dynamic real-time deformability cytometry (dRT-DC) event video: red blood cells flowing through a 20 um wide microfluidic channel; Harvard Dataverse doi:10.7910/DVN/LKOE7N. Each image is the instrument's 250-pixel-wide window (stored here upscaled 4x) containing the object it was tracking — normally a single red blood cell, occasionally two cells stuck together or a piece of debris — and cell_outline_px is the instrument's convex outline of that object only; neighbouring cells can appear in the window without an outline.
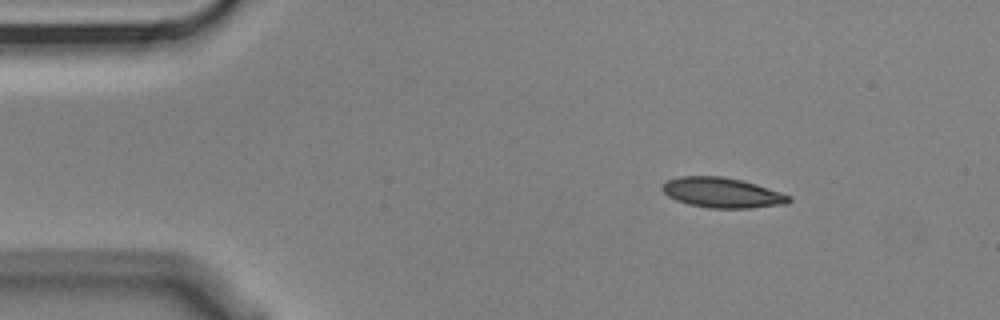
{"species": "Egyptian fruit bat (a non-hibernating species)", "species_latin": "Rousettus aegyptiacus", "temperature_condition": "cold", "stored_images_in_passage": 4, "camera_frame_rate_fps": 3000, "um_per_image_px": 0.085, "animal": {"sex": "male"}, "frame": {"image": 1, "passage_image": 1, "time_ms": 0.0, "image_size_px": [1000, 320], "cell_outline_px": [[792, 200], [788, 204], [752, 208], [708, 208], [688, 204], [676, 200], [668, 196], [660, 188], [668, 180], [680, 176], [720, 176], [740, 180], [756, 184], [792, 196]], "centroid_in_image_um": [61.41, 16.39], "position_along_channel_um": 23.6, "area_um2": 22.25}}
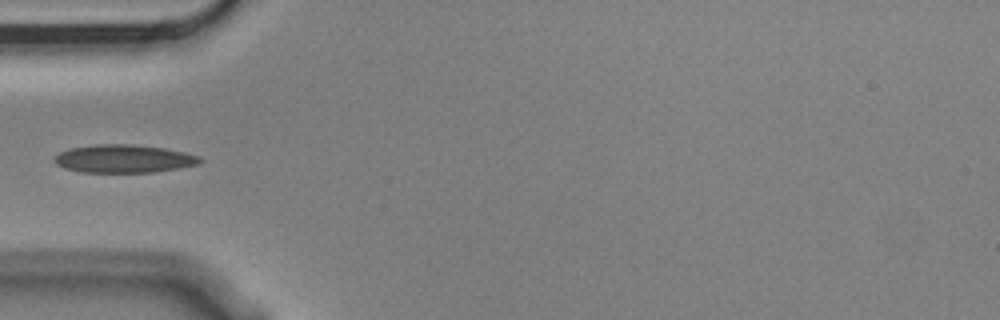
{"frame": {"image": 2, "passage_image": 4, "time_ms": 1.0, "image_size_px": [1000, 320], "cell_outline_px": [[204, 160], [200, 164], [180, 168], [152, 172], [80, 172], [64, 168], [56, 164], [52, 160], [52, 156], [60, 152], [72, 148], [96, 144], [132, 144], [164, 148], [184, 152], [200, 156]], "centroid_in_image_um": [10.52, 13.49], "position_along_channel_um": 74.5, "area_um2": 23.99}}